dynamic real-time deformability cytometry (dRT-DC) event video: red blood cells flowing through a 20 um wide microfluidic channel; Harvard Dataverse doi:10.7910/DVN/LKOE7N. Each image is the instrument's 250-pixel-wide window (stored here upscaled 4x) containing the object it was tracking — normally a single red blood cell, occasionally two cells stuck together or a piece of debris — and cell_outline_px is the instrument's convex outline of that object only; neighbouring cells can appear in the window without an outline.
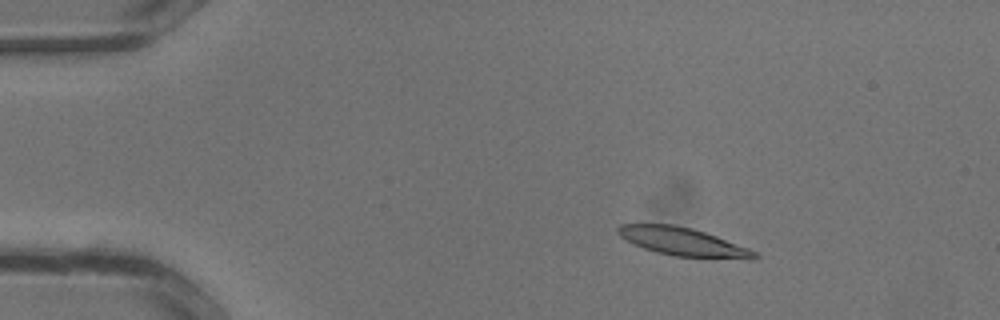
{"species": "common noctule bat (a hibernating species)", "species_latin": "Nyctalus noctula", "temperature_condition": "warm", "stored_images_in_passage": 34, "camera_frame_rate_fps": 3000, "um_per_image_px": 0.085, "animal": {"sex": "male", "body_mass_g": 13.3}, "frame": {"image": 1, "passage_image": 6, "time_ms": 1.667, "image_size_px": [1000, 320], "cell_outline_px": [[760, 256], [756, 260], [748, 260], [672, 256], [656, 252], [644, 248], [620, 236], [616, 232], [616, 228], [620, 224], [672, 224], [692, 228], [716, 236], [748, 248], [756, 252]], "centroid_in_image_um": [58.1, 20.57], "position_along_channel_um": 26.9, "area_um2": 22.6}}
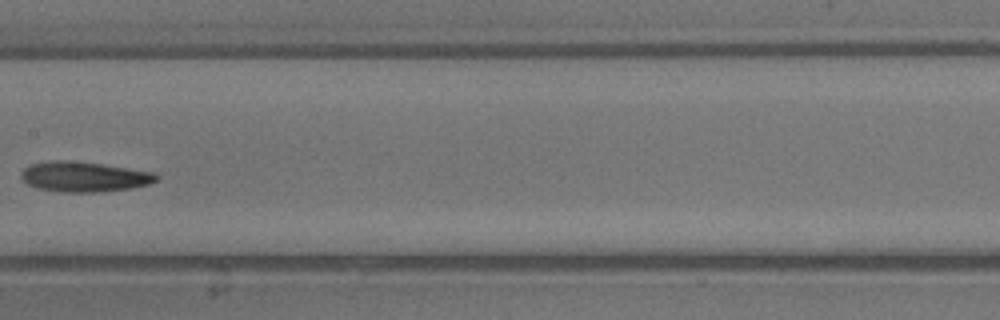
{"frame": {"image": 2, "passage_image": 18, "time_ms": 5.667, "image_size_px": [1000, 320], "cell_outline_px": [[160, 176], [156, 180], [148, 184], [132, 188], [92, 192], [64, 192], [40, 188], [28, 184], [20, 176], [24, 168], [32, 164], [52, 160], [64, 160], [100, 164], [156, 172]], "centroid_in_image_um": [7.18, 15.02], "position_along_channel_um": 200.2, "area_um2": 23.41}}
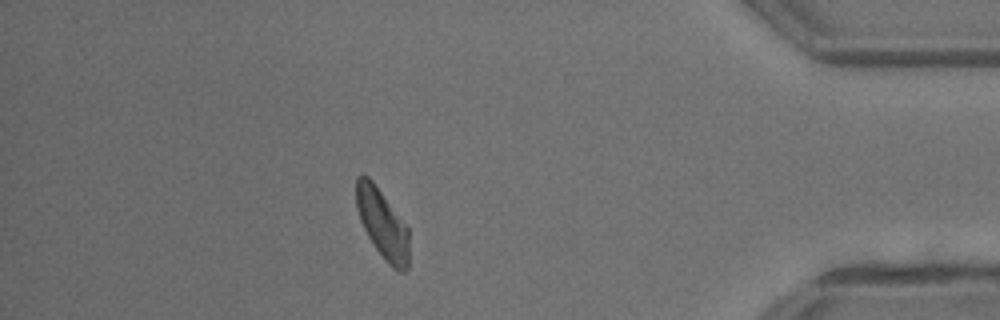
{"frame": {"image": 3, "passage_image": 30, "time_ms": 9.667, "image_size_px": [1000, 320], "cell_outline_px": [[408, 268], [404, 272], [400, 272], [392, 268], [384, 260], [368, 236], [360, 220], [356, 208], [356, 176], [360, 172], [368, 176], [372, 180], [408, 228]], "centroid_in_image_um": [32.48, 19.02], "position_along_channel_um": 402.7, "area_um2": 21.27}}